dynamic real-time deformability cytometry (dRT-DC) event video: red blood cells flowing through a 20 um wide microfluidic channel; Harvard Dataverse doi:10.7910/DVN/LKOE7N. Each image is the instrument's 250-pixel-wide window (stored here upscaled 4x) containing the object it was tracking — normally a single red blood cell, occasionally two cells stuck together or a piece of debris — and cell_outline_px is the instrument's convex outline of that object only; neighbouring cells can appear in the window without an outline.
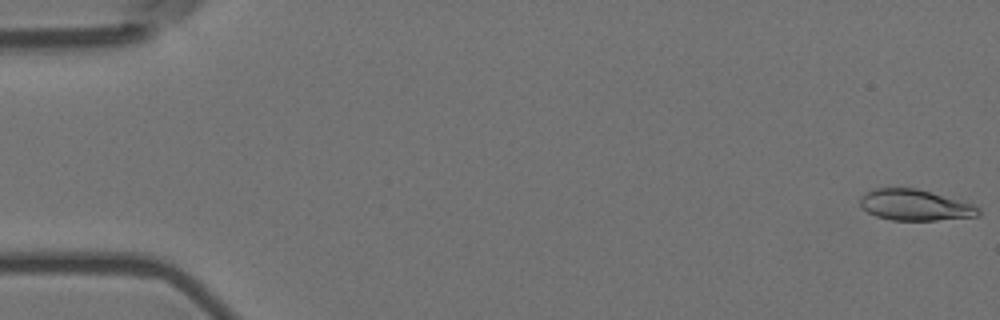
{"species": "Egyptian fruit bat (a non-hibernating species)", "species_latin": "Rousettus aegyptiacus", "temperature_condition": "room temperature", "stored_images_in_passage": 57, "camera_frame_rate_fps": 3000, "um_per_image_px": 0.085, "animal": {"sex": "female"}, "frame": {"image": 1, "passage_image": 1, "time_ms": 0.0, "image_size_px": [1000, 320], "cell_outline_px": [[980, 216], [936, 220], [892, 220], [876, 216], [868, 212], [860, 204], [860, 196], [864, 192], [872, 188], [916, 188], [972, 204], [980, 208]], "centroid_in_image_um": [77.74, 17.43], "position_along_channel_um": 7.3, "area_um2": 21.27}}
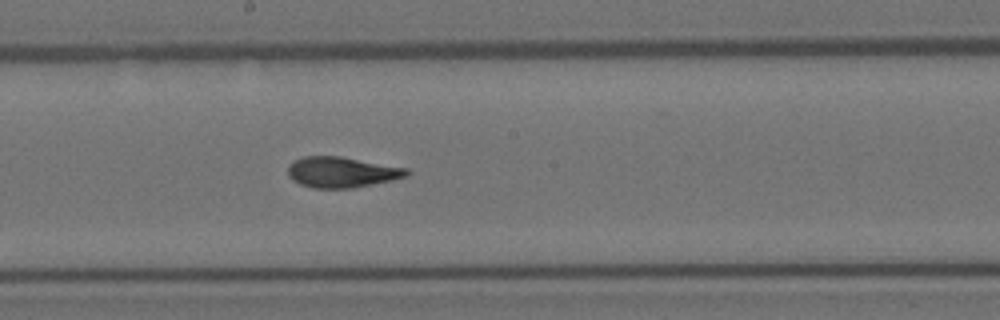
{"frame": {"image": 2, "passage_image": 31, "time_ms": 10.0, "image_size_px": [1000, 320], "cell_outline_px": [[412, 172], [408, 176], [392, 180], [352, 188], [312, 188], [300, 184], [292, 180], [288, 176], [288, 164], [304, 156], [340, 156], [408, 168]], "centroid_in_image_um": [29.06, 14.63], "position_along_channel_um": 219.1, "area_um2": 21.33}}
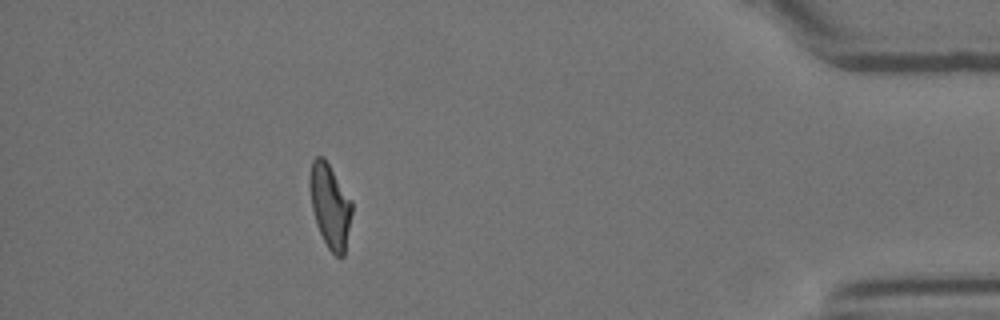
{"frame": {"image": 3, "passage_image": 51, "time_ms": 16.667, "image_size_px": [1000, 320], "cell_outline_px": [[352, 212], [344, 256], [336, 256], [328, 248], [316, 224], [312, 208], [308, 184], [308, 176], [312, 160], [316, 156], [324, 156], [352, 200]], "centroid_in_image_um": [28.04, 17.44], "position_along_channel_um": 407.2, "area_um2": 20.81}, "authors_computed_cell_mechanics": {"area_um2": 21.2126, "velocity_mm_per_s": 3.5811, "shape_relaxation_time_tau1_ms": 7.0301, "shape_relaxation_time_tau2_ms": 1.5407, "deformation_change_tau1": 0.2458, "deformation_change_tau2": 0.1014}}